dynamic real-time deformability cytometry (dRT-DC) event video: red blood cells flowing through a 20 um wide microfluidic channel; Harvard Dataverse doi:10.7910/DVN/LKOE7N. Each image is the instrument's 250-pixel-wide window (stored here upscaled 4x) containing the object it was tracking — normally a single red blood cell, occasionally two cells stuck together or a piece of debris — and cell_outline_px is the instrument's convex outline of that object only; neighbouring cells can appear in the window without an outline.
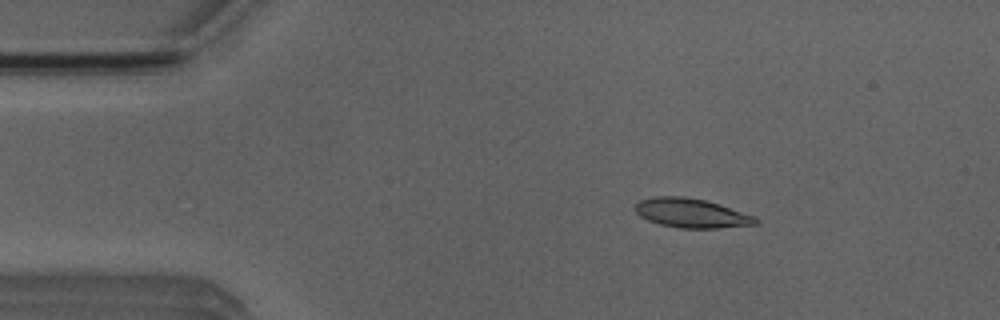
{"species": "Egyptian fruit bat (a non-hibernating species)", "species_latin": "Rousettus aegyptiacus", "temperature_condition": "room temperature", "stored_images_in_passage": 5, "camera_frame_rate_fps": 3000, "um_per_image_px": 0.085, "animal": {"sex": "male"}, "frame": {"image": 1, "passage_image": 1, "time_ms": 0.0, "image_size_px": [1000, 320], "cell_outline_px": [[756, 224], [716, 228], [680, 228], [660, 224], [648, 220], [640, 216], [632, 208], [640, 200], [656, 196], [684, 196], [704, 200], [720, 204], [756, 216]], "centroid_in_image_um": [58.74, 18.1], "position_along_channel_um": 26.3, "area_um2": 20.46}}
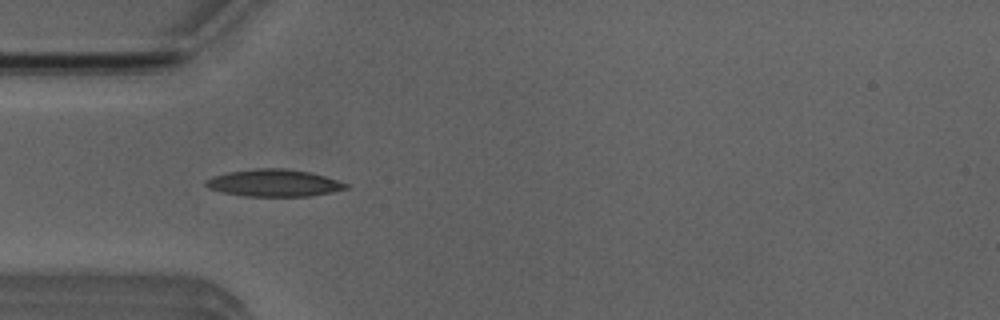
{"frame": {"image": 2, "passage_image": 3, "time_ms": 2.333, "image_size_px": [1000, 320], "cell_outline_px": [[348, 188], [332, 192], [312, 196], [244, 196], [220, 192], [208, 188], [204, 184], [204, 180], [212, 176], [228, 172], [256, 168], [284, 168], [308, 172], [324, 176], [348, 184]], "centroid_in_image_um": [23.23, 15.55], "position_along_channel_um": 61.8, "area_um2": 22.2}}